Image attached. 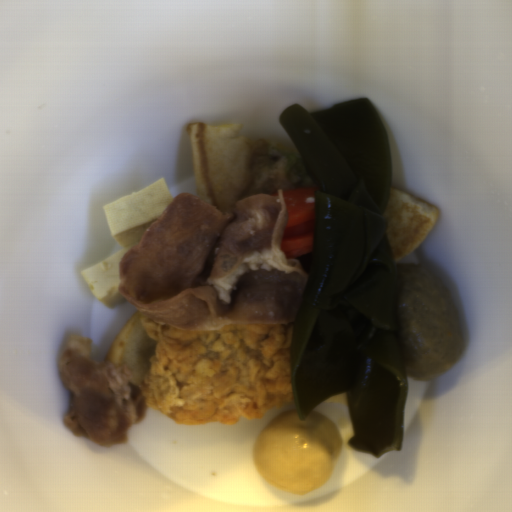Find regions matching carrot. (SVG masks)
<instances>
[{
  "instance_id": "b8716197",
  "label": "carrot",
  "mask_w": 512,
  "mask_h": 512,
  "mask_svg": "<svg viewBox=\"0 0 512 512\" xmlns=\"http://www.w3.org/2000/svg\"><path fill=\"white\" fill-rule=\"evenodd\" d=\"M286 207L281 251L286 258L314 253V224L317 197L315 187H299L283 192Z\"/></svg>"
}]
</instances>
